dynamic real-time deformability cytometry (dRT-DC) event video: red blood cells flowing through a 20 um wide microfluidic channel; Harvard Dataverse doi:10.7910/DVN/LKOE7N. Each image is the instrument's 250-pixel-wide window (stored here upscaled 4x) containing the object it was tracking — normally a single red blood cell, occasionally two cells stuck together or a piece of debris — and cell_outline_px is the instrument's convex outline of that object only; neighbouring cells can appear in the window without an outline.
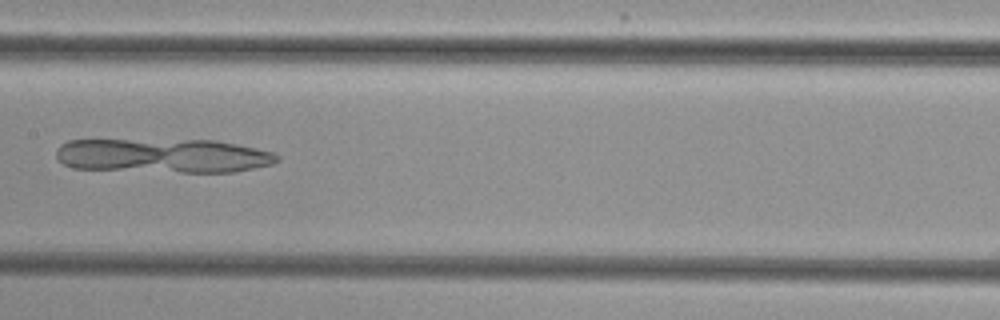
{"species": "common noctule bat (a hibernating species)", "species_latin": "Nyctalus noctula", "temperature_condition": "cold", "stored_images_in_passage": 9, "camera_frame_rate_fps": 3000, "um_per_image_px": 0.085, "animal": {"sex": "female", "body_mass_g": 29.2, "forearm_length_mm": 56.3}, "frame": {"image": 1, "passage_image": 9, "time_ms": 10.0, "image_size_px": [1000, 320], "cell_outline_px": [[280, 160], [272, 164], [232, 172], [180, 172], [72, 168], [64, 164], [56, 156], [56, 148], [60, 144], [68, 140], [216, 140], [256, 148], [272, 152], [280, 156]], "centroid_in_image_um": [13.86, 13.23], "position_along_channel_um": 193.5, "area_um2": 44.04}}